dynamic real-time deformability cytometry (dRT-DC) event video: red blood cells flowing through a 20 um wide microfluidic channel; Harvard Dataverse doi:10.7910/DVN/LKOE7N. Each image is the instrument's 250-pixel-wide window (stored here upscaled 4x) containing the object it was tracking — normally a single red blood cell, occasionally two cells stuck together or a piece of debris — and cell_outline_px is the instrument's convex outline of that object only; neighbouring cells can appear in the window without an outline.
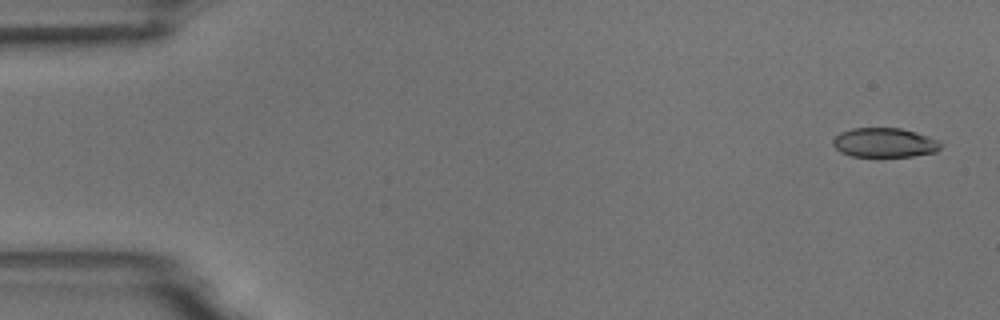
{"species": "common noctule bat (a hibernating species)", "species_latin": "Nyctalus noctula", "temperature_condition": "room temperature", "stored_images_in_passage": 55, "camera_frame_rate_fps": 3000, "um_per_image_px": 0.085, "animal": {"sex": "male", "body_mass_g": 18.8}, "frame": {"image": 1, "passage_image": 2, "time_ms": 0.333, "image_size_px": [1000, 320], "cell_outline_px": [[940, 148], [936, 152], [912, 156], [852, 156], [840, 152], [832, 144], [832, 140], [840, 132], [852, 128], [900, 128], [916, 132], [940, 140]], "centroid_in_image_um": [75.18, 12.12], "position_along_channel_um": 9.8, "area_um2": 18.44}}
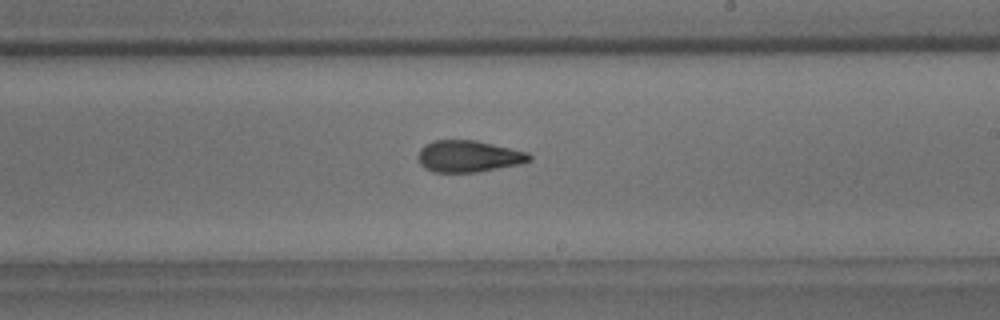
{"frame": {"image": 2, "passage_image": 32, "time_ms": 10.333, "image_size_px": [1000, 320], "cell_outline_px": [[532, 160], [520, 164], [476, 172], [432, 172], [424, 168], [420, 164], [416, 156], [420, 148], [424, 144], [432, 140], [476, 140], [528, 152], [532, 156]], "centroid_in_image_um": [39.79, 13.28], "position_along_channel_um": 249.2, "area_um2": 20.75}}
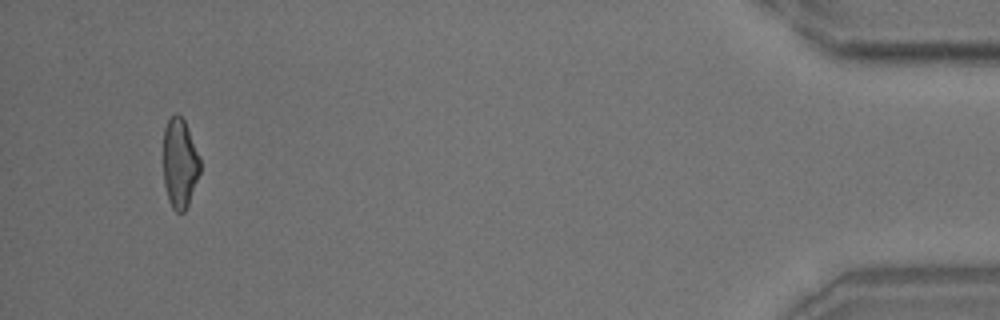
{"frame": {"image": 3, "passage_image": 52, "time_ms": 17.0, "image_size_px": [1000, 320], "cell_outline_px": [[200, 172], [188, 204], [184, 212], [176, 212], [172, 208], [168, 200], [164, 184], [164, 128], [168, 120], [176, 112], [184, 120], [200, 160]], "centroid_in_image_um": [15.26, 13.9], "position_along_channel_um": 419.9, "area_um2": 18.9}, "authors_computed_cell_mechanics": {"area_um2": 20.4034, "velocity_mm_per_s": 3.6967, "shape_relaxation_time_tau1_ms": 6.702, "shape_relaxation_time_tau2_ms": 2.7719, "deformation_change_tau1": 0.2096, "deformation_change_tau2": 0.1124}}